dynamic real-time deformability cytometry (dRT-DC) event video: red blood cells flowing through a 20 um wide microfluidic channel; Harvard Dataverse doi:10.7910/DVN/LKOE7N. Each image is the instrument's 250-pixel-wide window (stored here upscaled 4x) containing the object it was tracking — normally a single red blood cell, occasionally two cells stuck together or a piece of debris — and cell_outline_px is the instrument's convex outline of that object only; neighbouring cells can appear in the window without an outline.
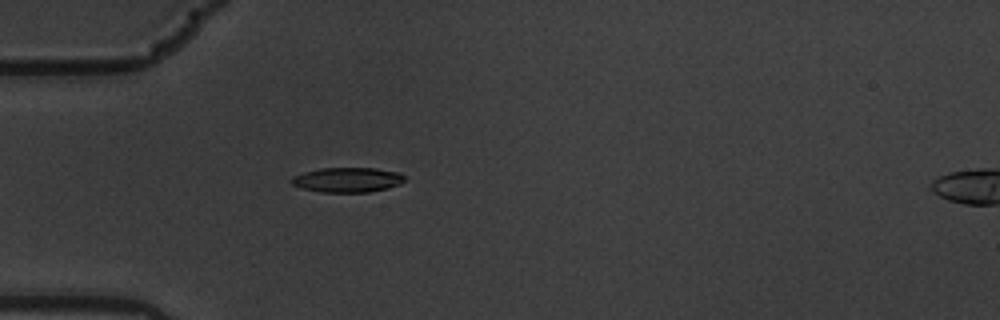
{"species": "common noctule bat (a hibernating species)", "species_latin": "Nyctalus noctula", "temperature_condition": "warm", "stored_images_in_passage": 2, "camera_frame_rate_fps": 3000, "um_per_image_px": 0.085, "animal": {"sex": "male", "body_mass_g": 19.5, "forearm_length_mm": 54.6}, "frame": {"image": 1, "passage_image": 1, "time_ms": 0.0, "image_size_px": [1000, 320], "cell_outline_px": [[404, 180], [400, 184], [388, 188], [368, 192], [320, 192], [304, 188], [292, 184], [292, 176], [304, 172], [320, 168], [376, 168], [400, 172], [404, 176]], "centroid_in_image_um": [29.56, 15.28], "position_along_channel_um": 55.4, "area_um2": 16.3}}